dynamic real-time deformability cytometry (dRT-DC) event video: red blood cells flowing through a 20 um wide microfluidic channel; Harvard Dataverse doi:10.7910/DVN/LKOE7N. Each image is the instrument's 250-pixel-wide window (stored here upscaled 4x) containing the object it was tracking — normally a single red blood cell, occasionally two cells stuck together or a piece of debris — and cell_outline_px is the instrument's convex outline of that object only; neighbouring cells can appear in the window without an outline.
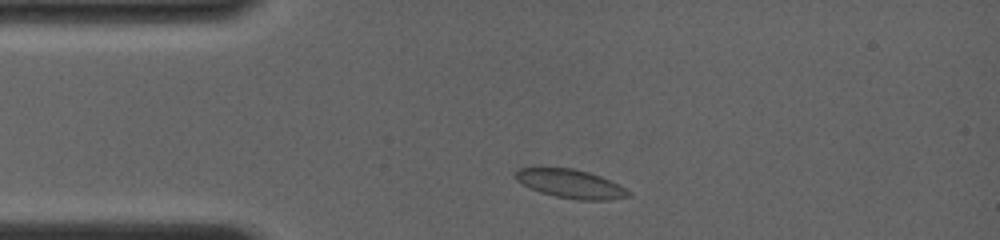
{"species": "common noctule bat (a hibernating species)", "species_latin": "Nyctalus noctula", "temperature_condition": "room temperature", "stored_images_in_passage": 13, "camera_frame_rate_fps": 4000, "um_per_image_px": 0.085, "animal": {"sex": "female", "body_mass_g": 19.0, "forearm_length_mm": 56.7}, "frame": {"image": 1, "passage_image": 3, "time_ms": 0.75, "image_size_px": [1000, 240], "cell_outline_px": [[632, 196], [608, 200], [576, 200], [556, 196], [540, 192], [520, 184], [512, 176], [512, 172], [520, 168], [572, 168], [588, 172], [600, 176], [632, 192]], "centroid_in_image_um": [48.45, 15.63], "position_along_channel_um": 36.6, "area_um2": 18.96}}
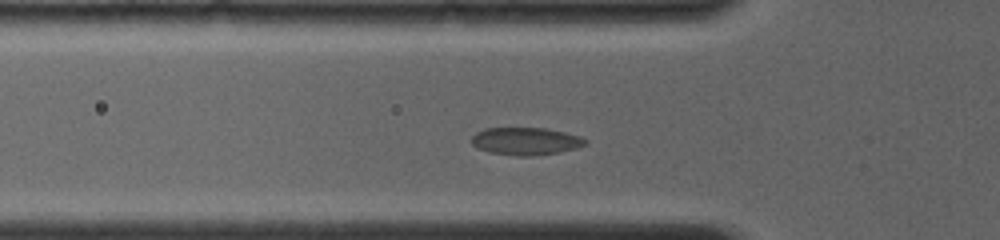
{"frame": {"image": 2, "passage_image": 8, "time_ms": 2.5, "image_size_px": [1000, 240], "cell_outline_px": [[588, 144], [576, 148], [560, 152], [532, 156], [516, 156], [488, 152], [476, 148], [472, 144], [472, 136], [476, 132], [484, 128], [544, 128], [564, 132], [580, 136], [588, 140]], "centroid_in_image_um": [44.68, 12.01], "position_along_channel_um": 81.1, "area_um2": 18.44}}
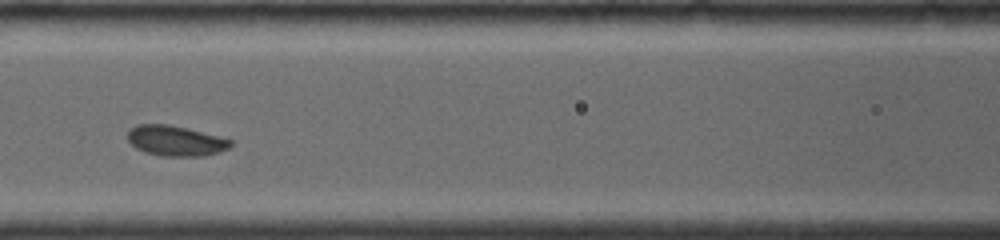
{"frame": {"image": 3, "passage_image": 12, "time_ms": 4.25, "image_size_px": [1000, 240], "cell_outline_px": [[232, 144], [228, 148], [204, 156], [160, 156], [144, 152], [136, 148], [128, 140], [128, 128], [136, 124], [168, 124], [232, 140]], "centroid_in_image_um": [14.85, 11.97], "position_along_channel_um": 151.8, "area_um2": 17.98}}